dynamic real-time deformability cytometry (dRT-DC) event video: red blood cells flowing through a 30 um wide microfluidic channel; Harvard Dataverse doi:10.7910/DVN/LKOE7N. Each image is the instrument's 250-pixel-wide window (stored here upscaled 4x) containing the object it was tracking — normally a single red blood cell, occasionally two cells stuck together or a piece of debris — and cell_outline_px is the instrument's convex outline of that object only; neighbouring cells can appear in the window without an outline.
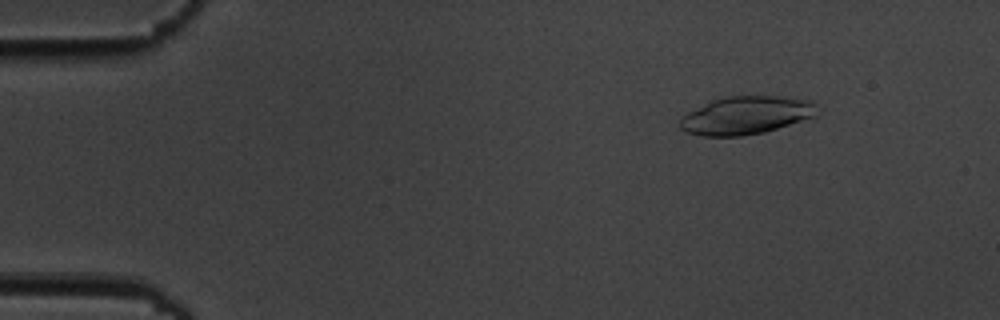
{"species": "common noctule bat (a hibernating species)", "species_latin": "Nyctalus noctula", "temperature_condition": "cold", "stored_images_in_passage": 5, "camera_frame_rate_fps": 3000, "um_per_image_px": 0.085, "animal": {"sex": "male", "body_mass_g": 19.5, "forearm_length_mm": 54.6}, "frame": {"image": 1, "passage_image": 2, "time_ms": 1.333, "image_size_px": [1000, 320], "cell_outline_px": [[816, 116], [764, 132], [740, 136], [704, 136], [688, 132], [680, 128], [680, 120], [688, 112], [712, 100], [728, 96], [780, 96], [808, 100], [816, 104]], "centroid_in_image_um": [63.42, 9.8], "position_along_channel_um": 21.6, "area_um2": 30.0}}
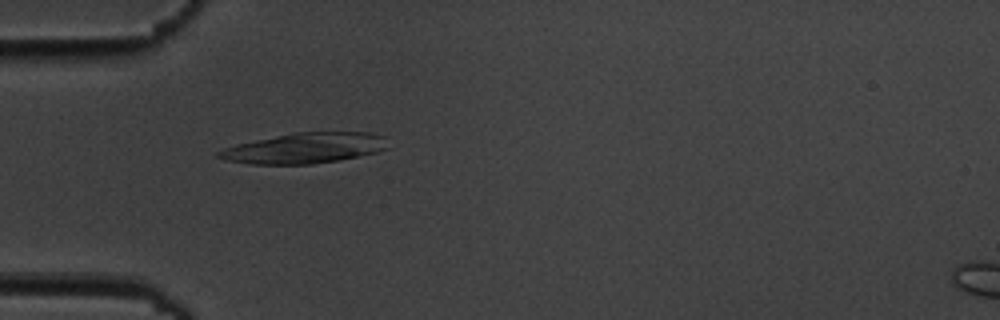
{"frame": {"image": 2, "passage_image": 5, "time_ms": 4.667, "image_size_px": [1000, 320], "cell_outline_px": [[388, 148], [376, 152], [336, 160], [312, 164], [248, 164], [224, 160], [216, 156], [216, 152], [224, 148], [236, 144], [296, 132], [368, 132], [384, 136]], "centroid_in_image_um": [25.85, 12.59], "position_along_channel_um": 59.1, "area_um2": 29.82}}